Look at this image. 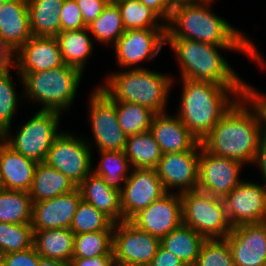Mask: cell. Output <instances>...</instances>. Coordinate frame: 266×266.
<instances>
[{
    "mask_svg": "<svg viewBox=\"0 0 266 266\" xmlns=\"http://www.w3.org/2000/svg\"><path fill=\"white\" fill-rule=\"evenodd\" d=\"M149 266H187L181 259L173 253L159 245L155 256Z\"/></svg>",
    "mask_w": 266,
    "mask_h": 266,
    "instance_id": "bcb514c9",
    "label": "cell"
},
{
    "mask_svg": "<svg viewBox=\"0 0 266 266\" xmlns=\"http://www.w3.org/2000/svg\"><path fill=\"white\" fill-rule=\"evenodd\" d=\"M16 65V52L0 37V74L14 69Z\"/></svg>",
    "mask_w": 266,
    "mask_h": 266,
    "instance_id": "f6af8a7d",
    "label": "cell"
},
{
    "mask_svg": "<svg viewBox=\"0 0 266 266\" xmlns=\"http://www.w3.org/2000/svg\"><path fill=\"white\" fill-rule=\"evenodd\" d=\"M206 238L191 227L181 223L160 240V244L181 259L187 266H194Z\"/></svg>",
    "mask_w": 266,
    "mask_h": 266,
    "instance_id": "4dcf8cb0",
    "label": "cell"
},
{
    "mask_svg": "<svg viewBox=\"0 0 266 266\" xmlns=\"http://www.w3.org/2000/svg\"><path fill=\"white\" fill-rule=\"evenodd\" d=\"M254 166V167H253ZM257 170L259 180L266 184V134H262L252 169ZM260 174V175H259ZM261 177V178H260Z\"/></svg>",
    "mask_w": 266,
    "mask_h": 266,
    "instance_id": "7dc6e473",
    "label": "cell"
},
{
    "mask_svg": "<svg viewBox=\"0 0 266 266\" xmlns=\"http://www.w3.org/2000/svg\"><path fill=\"white\" fill-rule=\"evenodd\" d=\"M60 23L61 31L79 30L87 27L75 0H64L60 10Z\"/></svg>",
    "mask_w": 266,
    "mask_h": 266,
    "instance_id": "b9f144b4",
    "label": "cell"
},
{
    "mask_svg": "<svg viewBox=\"0 0 266 266\" xmlns=\"http://www.w3.org/2000/svg\"><path fill=\"white\" fill-rule=\"evenodd\" d=\"M168 4L174 8L179 5L192 4V3H203L209 0H167Z\"/></svg>",
    "mask_w": 266,
    "mask_h": 266,
    "instance_id": "816d5d0a",
    "label": "cell"
},
{
    "mask_svg": "<svg viewBox=\"0 0 266 266\" xmlns=\"http://www.w3.org/2000/svg\"><path fill=\"white\" fill-rule=\"evenodd\" d=\"M86 26L92 23L109 3L108 0H75Z\"/></svg>",
    "mask_w": 266,
    "mask_h": 266,
    "instance_id": "ee69618b",
    "label": "cell"
},
{
    "mask_svg": "<svg viewBox=\"0 0 266 266\" xmlns=\"http://www.w3.org/2000/svg\"><path fill=\"white\" fill-rule=\"evenodd\" d=\"M29 117L20 120V125L14 124L15 128L12 125L0 137L23 156L44 162L55 138L63 131L60 124L65 116L56 111L36 110Z\"/></svg>",
    "mask_w": 266,
    "mask_h": 266,
    "instance_id": "52a82bcc",
    "label": "cell"
},
{
    "mask_svg": "<svg viewBox=\"0 0 266 266\" xmlns=\"http://www.w3.org/2000/svg\"><path fill=\"white\" fill-rule=\"evenodd\" d=\"M32 199L28 192L0 189V222L31 224Z\"/></svg>",
    "mask_w": 266,
    "mask_h": 266,
    "instance_id": "836d02e7",
    "label": "cell"
},
{
    "mask_svg": "<svg viewBox=\"0 0 266 266\" xmlns=\"http://www.w3.org/2000/svg\"><path fill=\"white\" fill-rule=\"evenodd\" d=\"M70 229L74 234L113 231L114 222L92 204L81 199L73 216Z\"/></svg>",
    "mask_w": 266,
    "mask_h": 266,
    "instance_id": "8d00e7d4",
    "label": "cell"
},
{
    "mask_svg": "<svg viewBox=\"0 0 266 266\" xmlns=\"http://www.w3.org/2000/svg\"><path fill=\"white\" fill-rule=\"evenodd\" d=\"M33 36L56 37L61 31L60 10L64 0H27Z\"/></svg>",
    "mask_w": 266,
    "mask_h": 266,
    "instance_id": "f1b7e54d",
    "label": "cell"
},
{
    "mask_svg": "<svg viewBox=\"0 0 266 266\" xmlns=\"http://www.w3.org/2000/svg\"><path fill=\"white\" fill-rule=\"evenodd\" d=\"M87 28L96 45L110 49L125 32L118 5L109 2Z\"/></svg>",
    "mask_w": 266,
    "mask_h": 266,
    "instance_id": "d6a6232c",
    "label": "cell"
},
{
    "mask_svg": "<svg viewBox=\"0 0 266 266\" xmlns=\"http://www.w3.org/2000/svg\"><path fill=\"white\" fill-rule=\"evenodd\" d=\"M194 266H234L232 251L227 240L206 239Z\"/></svg>",
    "mask_w": 266,
    "mask_h": 266,
    "instance_id": "ab89813d",
    "label": "cell"
},
{
    "mask_svg": "<svg viewBox=\"0 0 266 266\" xmlns=\"http://www.w3.org/2000/svg\"><path fill=\"white\" fill-rule=\"evenodd\" d=\"M81 199L82 195L77 187L70 193L33 202L31 219L33 230L70 228Z\"/></svg>",
    "mask_w": 266,
    "mask_h": 266,
    "instance_id": "ffe728a7",
    "label": "cell"
},
{
    "mask_svg": "<svg viewBox=\"0 0 266 266\" xmlns=\"http://www.w3.org/2000/svg\"><path fill=\"white\" fill-rule=\"evenodd\" d=\"M113 255H99L92 258H72L71 266H113Z\"/></svg>",
    "mask_w": 266,
    "mask_h": 266,
    "instance_id": "c3c4849f",
    "label": "cell"
},
{
    "mask_svg": "<svg viewBox=\"0 0 266 266\" xmlns=\"http://www.w3.org/2000/svg\"><path fill=\"white\" fill-rule=\"evenodd\" d=\"M74 236L70 228L34 230L33 246L43 258L70 262L74 252Z\"/></svg>",
    "mask_w": 266,
    "mask_h": 266,
    "instance_id": "4316f807",
    "label": "cell"
},
{
    "mask_svg": "<svg viewBox=\"0 0 266 266\" xmlns=\"http://www.w3.org/2000/svg\"><path fill=\"white\" fill-rule=\"evenodd\" d=\"M23 83L25 105L37 110L56 111L64 116L72 112L85 74L79 69L63 65L46 71L19 73ZM31 104V105H30Z\"/></svg>",
    "mask_w": 266,
    "mask_h": 266,
    "instance_id": "8992f818",
    "label": "cell"
},
{
    "mask_svg": "<svg viewBox=\"0 0 266 266\" xmlns=\"http://www.w3.org/2000/svg\"><path fill=\"white\" fill-rule=\"evenodd\" d=\"M113 231L75 234L72 258H92L113 255Z\"/></svg>",
    "mask_w": 266,
    "mask_h": 266,
    "instance_id": "74e56055",
    "label": "cell"
},
{
    "mask_svg": "<svg viewBox=\"0 0 266 266\" xmlns=\"http://www.w3.org/2000/svg\"><path fill=\"white\" fill-rule=\"evenodd\" d=\"M39 255L34 246L19 252L0 255V266H38Z\"/></svg>",
    "mask_w": 266,
    "mask_h": 266,
    "instance_id": "7bdbcfd3",
    "label": "cell"
},
{
    "mask_svg": "<svg viewBox=\"0 0 266 266\" xmlns=\"http://www.w3.org/2000/svg\"><path fill=\"white\" fill-rule=\"evenodd\" d=\"M34 230L31 224L0 222V255L33 247Z\"/></svg>",
    "mask_w": 266,
    "mask_h": 266,
    "instance_id": "f35d334b",
    "label": "cell"
},
{
    "mask_svg": "<svg viewBox=\"0 0 266 266\" xmlns=\"http://www.w3.org/2000/svg\"><path fill=\"white\" fill-rule=\"evenodd\" d=\"M159 245V238L138 229L128 220L114 223L112 251L115 263L149 266Z\"/></svg>",
    "mask_w": 266,
    "mask_h": 266,
    "instance_id": "5bb4252c",
    "label": "cell"
},
{
    "mask_svg": "<svg viewBox=\"0 0 266 266\" xmlns=\"http://www.w3.org/2000/svg\"><path fill=\"white\" fill-rule=\"evenodd\" d=\"M113 266H136V265L120 264L114 262Z\"/></svg>",
    "mask_w": 266,
    "mask_h": 266,
    "instance_id": "f5cc1de1",
    "label": "cell"
},
{
    "mask_svg": "<svg viewBox=\"0 0 266 266\" xmlns=\"http://www.w3.org/2000/svg\"><path fill=\"white\" fill-rule=\"evenodd\" d=\"M105 73L96 86L116 102L137 103L156 114L170 111V94L173 88L172 73L162 70L120 69ZM167 109V110H166Z\"/></svg>",
    "mask_w": 266,
    "mask_h": 266,
    "instance_id": "5b68a950",
    "label": "cell"
},
{
    "mask_svg": "<svg viewBox=\"0 0 266 266\" xmlns=\"http://www.w3.org/2000/svg\"><path fill=\"white\" fill-rule=\"evenodd\" d=\"M180 80V81H178ZM181 92L174 113L201 142L242 97L243 86H224L189 79H174Z\"/></svg>",
    "mask_w": 266,
    "mask_h": 266,
    "instance_id": "3957f363",
    "label": "cell"
},
{
    "mask_svg": "<svg viewBox=\"0 0 266 266\" xmlns=\"http://www.w3.org/2000/svg\"><path fill=\"white\" fill-rule=\"evenodd\" d=\"M150 132L162 154L191 151L201 143L171 111L156 114Z\"/></svg>",
    "mask_w": 266,
    "mask_h": 266,
    "instance_id": "44dd1931",
    "label": "cell"
},
{
    "mask_svg": "<svg viewBox=\"0 0 266 266\" xmlns=\"http://www.w3.org/2000/svg\"><path fill=\"white\" fill-rule=\"evenodd\" d=\"M167 193L156 169H132L120 192L123 221Z\"/></svg>",
    "mask_w": 266,
    "mask_h": 266,
    "instance_id": "2e32d148",
    "label": "cell"
},
{
    "mask_svg": "<svg viewBox=\"0 0 266 266\" xmlns=\"http://www.w3.org/2000/svg\"><path fill=\"white\" fill-rule=\"evenodd\" d=\"M78 188L85 202L102 211L114 223L123 221L120 191L106 185L100 176L91 172Z\"/></svg>",
    "mask_w": 266,
    "mask_h": 266,
    "instance_id": "cb8c5ba5",
    "label": "cell"
},
{
    "mask_svg": "<svg viewBox=\"0 0 266 266\" xmlns=\"http://www.w3.org/2000/svg\"><path fill=\"white\" fill-rule=\"evenodd\" d=\"M125 30L166 29V23L139 0H114Z\"/></svg>",
    "mask_w": 266,
    "mask_h": 266,
    "instance_id": "e575fe53",
    "label": "cell"
},
{
    "mask_svg": "<svg viewBox=\"0 0 266 266\" xmlns=\"http://www.w3.org/2000/svg\"><path fill=\"white\" fill-rule=\"evenodd\" d=\"M166 46L173 53L179 70V76L172 72L174 79L243 86L245 78L240 76L237 67L231 66L232 61L230 63L225 54L235 52L249 60V46H218L190 39H166Z\"/></svg>",
    "mask_w": 266,
    "mask_h": 266,
    "instance_id": "7a4b0ae2",
    "label": "cell"
},
{
    "mask_svg": "<svg viewBox=\"0 0 266 266\" xmlns=\"http://www.w3.org/2000/svg\"><path fill=\"white\" fill-rule=\"evenodd\" d=\"M141 3L153 10L165 23L168 22L172 7L167 0H139Z\"/></svg>",
    "mask_w": 266,
    "mask_h": 266,
    "instance_id": "681fc988",
    "label": "cell"
},
{
    "mask_svg": "<svg viewBox=\"0 0 266 266\" xmlns=\"http://www.w3.org/2000/svg\"><path fill=\"white\" fill-rule=\"evenodd\" d=\"M38 162L15 151L0 137V185L28 192Z\"/></svg>",
    "mask_w": 266,
    "mask_h": 266,
    "instance_id": "7402d4cb",
    "label": "cell"
},
{
    "mask_svg": "<svg viewBox=\"0 0 266 266\" xmlns=\"http://www.w3.org/2000/svg\"><path fill=\"white\" fill-rule=\"evenodd\" d=\"M216 1L174 7L166 23V39H190L218 46H249L250 62L266 73V56L259 50L257 41L249 31L246 33L243 27L217 14L212 7Z\"/></svg>",
    "mask_w": 266,
    "mask_h": 266,
    "instance_id": "6da1fadb",
    "label": "cell"
},
{
    "mask_svg": "<svg viewBox=\"0 0 266 266\" xmlns=\"http://www.w3.org/2000/svg\"><path fill=\"white\" fill-rule=\"evenodd\" d=\"M246 178L223 198L232 227L266 221V184Z\"/></svg>",
    "mask_w": 266,
    "mask_h": 266,
    "instance_id": "7c38bea8",
    "label": "cell"
},
{
    "mask_svg": "<svg viewBox=\"0 0 266 266\" xmlns=\"http://www.w3.org/2000/svg\"><path fill=\"white\" fill-rule=\"evenodd\" d=\"M87 96L86 108L90 134L84 139L94 151H124L127 135L119 125L116 114V101L110 99L96 85ZM92 134V135H91ZM91 135V136H90ZM91 137V138H90Z\"/></svg>",
    "mask_w": 266,
    "mask_h": 266,
    "instance_id": "ba28073f",
    "label": "cell"
},
{
    "mask_svg": "<svg viewBox=\"0 0 266 266\" xmlns=\"http://www.w3.org/2000/svg\"><path fill=\"white\" fill-rule=\"evenodd\" d=\"M38 266H71L70 262H64L61 260L43 258L39 255Z\"/></svg>",
    "mask_w": 266,
    "mask_h": 266,
    "instance_id": "f907efd6",
    "label": "cell"
},
{
    "mask_svg": "<svg viewBox=\"0 0 266 266\" xmlns=\"http://www.w3.org/2000/svg\"><path fill=\"white\" fill-rule=\"evenodd\" d=\"M254 109L241 97L201 141L209 153L253 165L262 136Z\"/></svg>",
    "mask_w": 266,
    "mask_h": 266,
    "instance_id": "277c9868",
    "label": "cell"
},
{
    "mask_svg": "<svg viewBox=\"0 0 266 266\" xmlns=\"http://www.w3.org/2000/svg\"><path fill=\"white\" fill-rule=\"evenodd\" d=\"M201 147L200 143L191 151L162 154L156 171L167 192L197 190Z\"/></svg>",
    "mask_w": 266,
    "mask_h": 266,
    "instance_id": "9a60e30c",
    "label": "cell"
},
{
    "mask_svg": "<svg viewBox=\"0 0 266 266\" xmlns=\"http://www.w3.org/2000/svg\"><path fill=\"white\" fill-rule=\"evenodd\" d=\"M56 38L64 64L73 66L85 74L87 66L91 65V57L96 56L93 51L97 49L89 29L86 27L79 30L60 31Z\"/></svg>",
    "mask_w": 266,
    "mask_h": 266,
    "instance_id": "d4e9b609",
    "label": "cell"
},
{
    "mask_svg": "<svg viewBox=\"0 0 266 266\" xmlns=\"http://www.w3.org/2000/svg\"><path fill=\"white\" fill-rule=\"evenodd\" d=\"M225 239L234 266H266V221L232 227Z\"/></svg>",
    "mask_w": 266,
    "mask_h": 266,
    "instance_id": "ac0fdd59",
    "label": "cell"
},
{
    "mask_svg": "<svg viewBox=\"0 0 266 266\" xmlns=\"http://www.w3.org/2000/svg\"><path fill=\"white\" fill-rule=\"evenodd\" d=\"M64 61L56 37L31 36L16 51L18 73L46 71L63 66Z\"/></svg>",
    "mask_w": 266,
    "mask_h": 266,
    "instance_id": "d6986e66",
    "label": "cell"
},
{
    "mask_svg": "<svg viewBox=\"0 0 266 266\" xmlns=\"http://www.w3.org/2000/svg\"><path fill=\"white\" fill-rule=\"evenodd\" d=\"M128 221L161 240L182 223L180 193L168 192L148 207L139 210Z\"/></svg>",
    "mask_w": 266,
    "mask_h": 266,
    "instance_id": "e0dca14e",
    "label": "cell"
},
{
    "mask_svg": "<svg viewBox=\"0 0 266 266\" xmlns=\"http://www.w3.org/2000/svg\"><path fill=\"white\" fill-rule=\"evenodd\" d=\"M124 151L132 169H156L162 157L150 131L128 136Z\"/></svg>",
    "mask_w": 266,
    "mask_h": 266,
    "instance_id": "1f68e13d",
    "label": "cell"
},
{
    "mask_svg": "<svg viewBox=\"0 0 266 266\" xmlns=\"http://www.w3.org/2000/svg\"><path fill=\"white\" fill-rule=\"evenodd\" d=\"M182 223L206 239L225 238L232 230L223 198L193 190L180 194Z\"/></svg>",
    "mask_w": 266,
    "mask_h": 266,
    "instance_id": "9c48e42d",
    "label": "cell"
},
{
    "mask_svg": "<svg viewBox=\"0 0 266 266\" xmlns=\"http://www.w3.org/2000/svg\"><path fill=\"white\" fill-rule=\"evenodd\" d=\"M116 114L123 132L127 136L150 131L156 113L137 103L116 102Z\"/></svg>",
    "mask_w": 266,
    "mask_h": 266,
    "instance_id": "d590c367",
    "label": "cell"
},
{
    "mask_svg": "<svg viewBox=\"0 0 266 266\" xmlns=\"http://www.w3.org/2000/svg\"><path fill=\"white\" fill-rule=\"evenodd\" d=\"M244 79L242 97L254 109L258 115L262 133L266 134V92ZM261 91V92H260Z\"/></svg>",
    "mask_w": 266,
    "mask_h": 266,
    "instance_id": "60d3db41",
    "label": "cell"
},
{
    "mask_svg": "<svg viewBox=\"0 0 266 266\" xmlns=\"http://www.w3.org/2000/svg\"><path fill=\"white\" fill-rule=\"evenodd\" d=\"M246 167L239 161L215 156L201 147L197 189L224 198L245 178L242 173Z\"/></svg>",
    "mask_w": 266,
    "mask_h": 266,
    "instance_id": "4fadbf2b",
    "label": "cell"
},
{
    "mask_svg": "<svg viewBox=\"0 0 266 266\" xmlns=\"http://www.w3.org/2000/svg\"><path fill=\"white\" fill-rule=\"evenodd\" d=\"M31 36L27 0L0 3V37L16 52Z\"/></svg>",
    "mask_w": 266,
    "mask_h": 266,
    "instance_id": "603a6c76",
    "label": "cell"
},
{
    "mask_svg": "<svg viewBox=\"0 0 266 266\" xmlns=\"http://www.w3.org/2000/svg\"><path fill=\"white\" fill-rule=\"evenodd\" d=\"M77 186L62 172L45 162L37 164L31 187L28 191L32 202H40L75 190Z\"/></svg>",
    "mask_w": 266,
    "mask_h": 266,
    "instance_id": "484cf974",
    "label": "cell"
},
{
    "mask_svg": "<svg viewBox=\"0 0 266 266\" xmlns=\"http://www.w3.org/2000/svg\"><path fill=\"white\" fill-rule=\"evenodd\" d=\"M96 152L98 157L94 158L92 154V172L100 176L106 185L121 192L132 170L125 151Z\"/></svg>",
    "mask_w": 266,
    "mask_h": 266,
    "instance_id": "83f0119b",
    "label": "cell"
},
{
    "mask_svg": "<svg viewBox=\"0 0 266 266\" xmlns=\"http://www.w3.org/2000/svg\"><path fill=\"white\" fill-rule=\"evenodd\" d=\"M165 45L166 29H136L125 30L110 50L118 70L144 69L159 58Z\"/></svg>",
    "mask_w": 266,
    "mask_h": 266,
    "instance_id": "8fae6325",
    "label": "cell"
},
{
    "mask_svg": "<svg viewBox=\"0 0 266 266\" xmlns=\"http://www.w3.org/2000/svg\"><path fill=\"white\" fill-rule=\"evenodd\" d=\"M84 135L64 128L55 138L44 161L62 172L77 187L92 172V148Z\"/></svg>",
    "mask_w": 266,
    "mask_h": 266,
    "instance_id": "30bf717a",
    "label": "cell"
},
{
    "mask_svg": "<svg viewBox=\"0 0 266 266\" xmlns=\"http://www.w3.org/2000/svg\"><path fill=\"white\" fill-rule=\"evenodd\" d=\"M13 76H16L15 81H13ZM16 81L17 83L19 82L20 87L19 84H16ZM17 87L19 89L23 88V83L16 67L0 74V136L15 123V117L19 118L17 117V112H20L23 104L25 105L23 89H20V93H18L19 91H16Z\"/></svg>",
    "mask_w": 266,
    "mask_h": 266,
    "instance_id": "f546056e",
    "label": "cell"
}]
</instances>
